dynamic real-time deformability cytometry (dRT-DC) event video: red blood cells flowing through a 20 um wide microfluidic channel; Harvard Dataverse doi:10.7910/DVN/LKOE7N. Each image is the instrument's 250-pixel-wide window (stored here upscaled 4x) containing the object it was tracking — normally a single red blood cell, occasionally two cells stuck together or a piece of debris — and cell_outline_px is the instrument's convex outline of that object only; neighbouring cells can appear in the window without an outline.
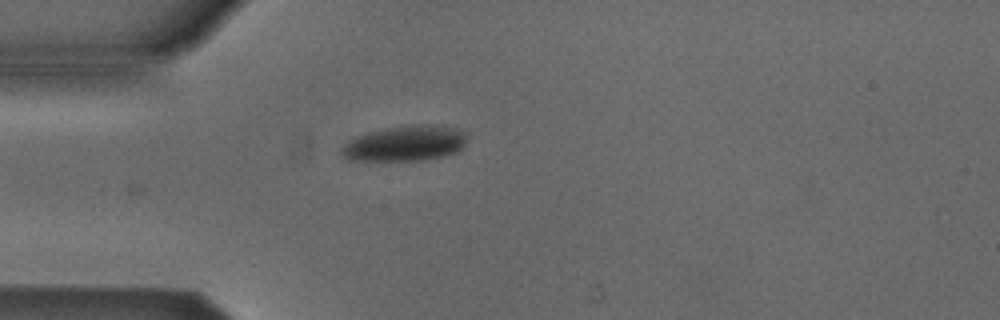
{"species": "Egyptian fruit bat (a non-hibernating species)", "species_latin": "Rousettus aegyptiacus", "temperature_condition": "cold", "stored_images_in_passage": 4, "camera_frame_rate_fps": 3000, "um_per_image_px": 0.085, "animal": {"sex": "male"}, "frame": {"image": 1, "passage_image": 4, "time_ms": 4.333, "image_size_px": [1000, 320], "cell_outline_px": [[468, 140], [464, 148], [460, 152], [444, 156], [424, 160], [348, 160], [340, 152], [340, 148], [348, 140], [356, 136], [368, 132], [384, 128], [408, 124], [436, 124], [460, 128], [468, 132]], "centroid_in_image_um": [34.53, 12.16], "position_along_channel_um": 50.5, "area_um2": 26.76}}